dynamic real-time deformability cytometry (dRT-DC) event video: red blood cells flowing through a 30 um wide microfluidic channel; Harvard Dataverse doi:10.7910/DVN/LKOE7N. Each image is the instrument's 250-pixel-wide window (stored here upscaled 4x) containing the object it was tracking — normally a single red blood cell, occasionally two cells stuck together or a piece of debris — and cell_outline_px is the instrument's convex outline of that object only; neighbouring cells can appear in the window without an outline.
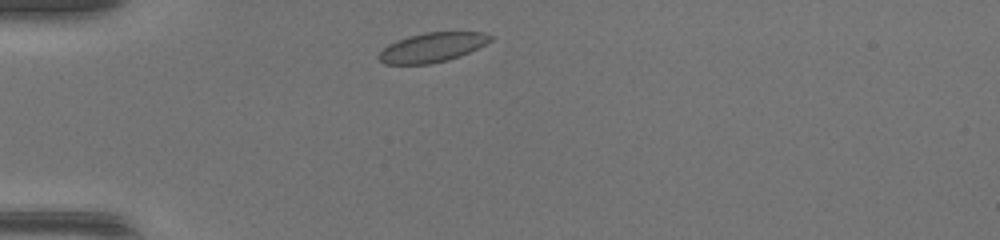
{"species": "common noctule bat (a hibernating species)", "species_latin": "Nyctalus noctula", "temperature_condition": "warm", "stored_images_in_passage": 35, "camera_frame_rate_fps": 3000, "um_per_image_px": 0.085, "animal": {"sex": "female", "body_mass_g": 17.0, "forearm_length_mm": 48.0}, "frame": {"image": 1, "passage_image": 1, "time_ms": 0.0, "image_size_px": [1000, 240], "cell_outline_px": [[496, 36], [492, 40], [460, 56], [448, 60], [428, 64], [384, 64], [376, 56], [388, 44], [396, 40], [408, 36], [424, 32], [484, 32]], "centroid_in_image_um": [36.73, 4.02], "position_along_channel_um": 48.3, "area_um2": 19.19}}
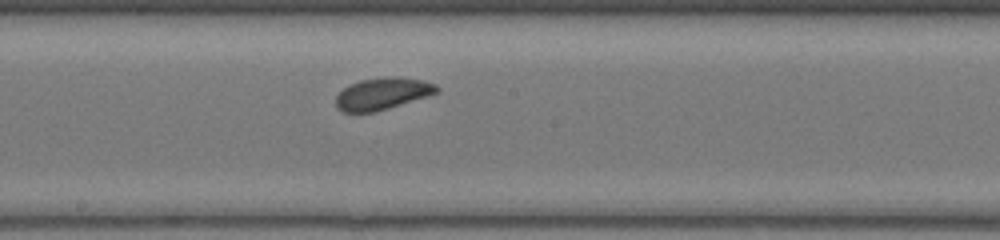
{"frame": {"image": 2, "passage_image": 14, "time_ms": 4.333, "image_size_px": [1000, 240], "cell_outline_px": [[440, 92], [388, 108], [372, 112], [344, 112], [336, 108], [336, 96], [348, 84], [360, 80], [384, 76], [396, 76], [424, 80], [436, 84], [440, 88]], "centroid_in_image_um": [32.52, 7.94], "position_along_channel_um": 215.7, "area_um2": 18.9}}
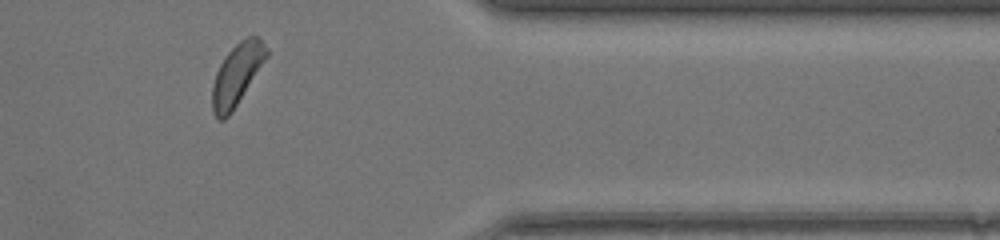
{"frame": {"image": 3, "passage_image": 27, "time_ms": 8.667, "image_size_px": [1000, 240], "cell_outline_px": [[268, 56], [232, 112], [224, 120], [220, 120], [212, 112], [212, 84], [216, 72], [224, 56], [240, 40], [248, 36], [260, 36], [268, 48]], "centroid_in_image_um": [20.14, 6.31], "position_along_channel_um": 391.3, "area_um2": 19.48}}